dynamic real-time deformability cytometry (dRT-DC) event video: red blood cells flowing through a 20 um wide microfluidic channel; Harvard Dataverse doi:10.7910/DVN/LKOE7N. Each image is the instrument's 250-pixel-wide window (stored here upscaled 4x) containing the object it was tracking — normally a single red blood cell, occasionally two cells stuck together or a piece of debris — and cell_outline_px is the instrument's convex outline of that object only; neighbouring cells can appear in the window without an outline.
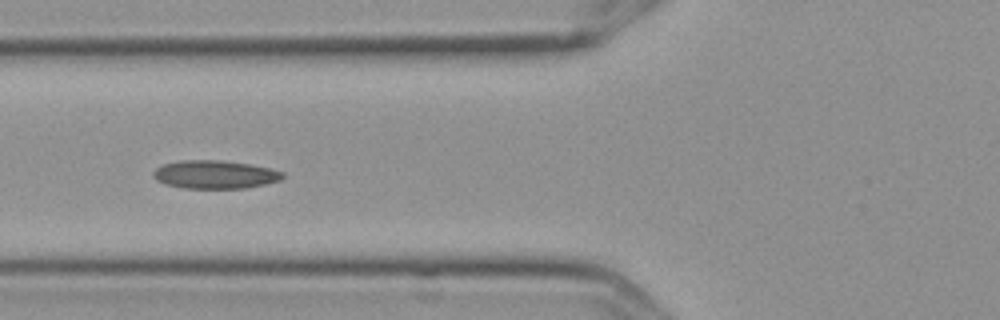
{"species": "Egyptian fruit bat (a non-hibernating species)", "species_latin": "Rousettus aegyptiacus", "temperature_condition": "cold", "stored_images_in_passage": 15, "segment_of_instrument_passage": [1, 2], "camera_frame_rate_fps": 3000, "um_per_image_px": 0.085, "frame": {"image": 1, "passage_image": 5, "time_ms": 1.333, "image_size_px": [1000, 320], "cell_outline_px": [[284, 176], [280, 180], [264, 184], [244, 188], [184, 188], [164, 184], [156, 180], [152, 176], [152, 172], [156, 168], [164, 164], [180, 160], [220, 160], [248, 164], [272, 168], [284, 172]], "centroid_in_image_um": [18.25, 14.83], "position_along_channel_um": 107.6, "area_um2": 21.33}}
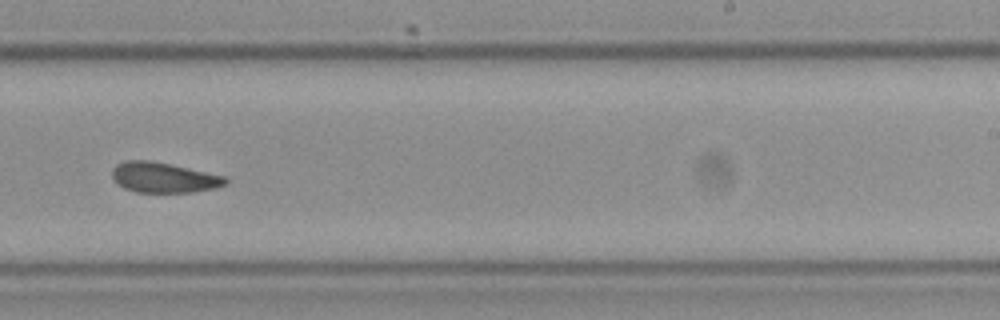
{"frame": {"image": 2, "passage_image": 9, "time_ms": 2.667, "image_size_px": [1000, 320], "cell_outline_px": [[228, 184], [216, 188], [192, 192], [136, 192], [124, 188], [116, 184], [112, 180], [112, 168], [116, 164], [124, 160], [152, 160], [224, 176], [228, 180]], "centroid_in_image_um": [13.87, 15.09], "position_along_channel_um": 275.1, "area_um2": 20.17}}
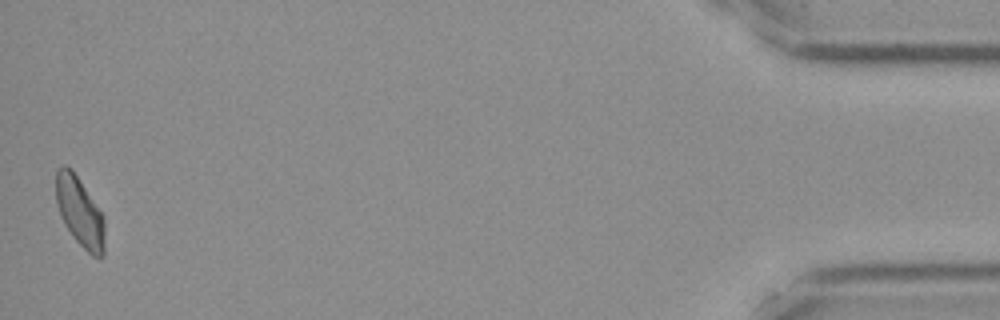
{"frame": {"image": 3, "passage_image": 14, "time_ms": 4.333, "image_size_px": [1000, 320], "cell_outline_px": [[104, 256], [92, 256], [72, 236], [64, 224], [60, 216], [56, 204], [56, 168], [64, 164], [72, 168], [104, 216]], "centroid_in_image_um": [6.76, 17.98], "position_along_channel_um": 428.4, "area_um2": 19.88}}